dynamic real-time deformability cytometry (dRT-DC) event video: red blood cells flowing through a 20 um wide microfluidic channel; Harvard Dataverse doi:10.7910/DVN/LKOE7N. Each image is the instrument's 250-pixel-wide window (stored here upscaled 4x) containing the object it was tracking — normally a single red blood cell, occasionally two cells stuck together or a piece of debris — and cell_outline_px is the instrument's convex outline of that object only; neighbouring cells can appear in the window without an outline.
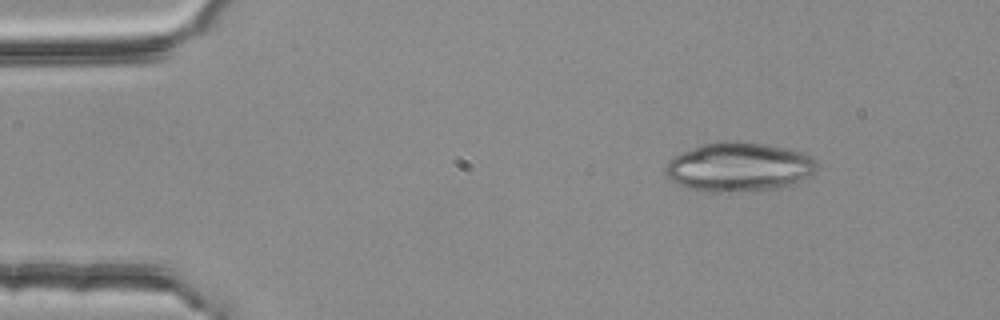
{"species": "common noctule bat (a hibernating species)", "species_latin": "Nyctalus noctula", "temperature_condition": "room temperature", "stored_images_in_passage": 2, "camera_frame_rate_fps": 3000, "um_per_image_px": 0.085, "animal": {"sex": "female", "body_mass_g": 25.1}, "frame": {"image": 1, "passage_image": 1, "time_ms": 0.0, "image_size_px": [1000, 320], "cell_outline_px": [[820, 164], [812, 172], [792, 184], [780, 188], [740, 192], [720, 192], [688, 188], [676, 184], [664, 172], [664, 168], [668, 160], [700, 144], [724, 140], [736, 140], [788, 148], [812, 156]], "centroid_in_image_um": [62.79, 14.18], "position_along_channel_um": 22.2, "area_um2": 43.35}}